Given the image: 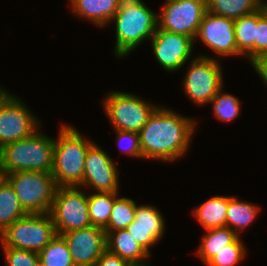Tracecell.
<instances>
[{
    "label": "cell",
    "mask_w": 267,
    "mask_h": 266,
    "mask_svg": "<svg viewBox=\"0 0 267 266\" xmlns=\"http://www.w3.org/2000/svg\"><path fill=\"white\" fill-rule=\"evenodd\" d=\"M195 127L193 118L157 107L139 131L143 158L174 162L187 152Z\"/></svg>",
    "instance_id": "obj_1"
},
{
    "label": "cell",
    "mask_w": 267,
    "mask_h": 266,
    "mask_svg": "<svg viewBox=\"0 0 267 266\" xmlns=\"http://www.w3.org/2000/svg\"><path fill=\"white\" fill-rule=\"evenodd\" d=\"M111 21L116 25L114 52L119 58L128 56L144 40H150L158 28V14L142 0H121Z\"/></svg>",
    "instance_id": "obj_2"
},
{
    "label": "cell",
    "mask_w": 267,
    "mask_h": 266,
    "mask_svg": "<svg viewBox=\"0 0 267 266\" xmlns=\"http://www.w3.org/2000/svg\"><path fill=\"white\" fill-rule=\"evenodd\" d=\"M92 144L75 127L62 124L53 149L52 175L57 187L81 188L85 158Z\"/></svg>",
    "instance_id": "obj_3"
},
{
    "label": "cell",
    "mask_w": 267,
    "mask_h": 266,
    "mask_svg": "<svg viewBox=\"0 0 267 266\" xmlns=\"http://www.w3.org/2000/svg\"><path fill=\"white\" fill-rule=\"evenodd\" d=\"M54 139L37 130L31 137L0 148V174L17 171L52 172Z\"/></svg>",
    "instance_id": "obj_4"
},
{
    "label": "cell",
    "mask_w": 267,
    "mask_h": 266,
    "mask_svg": "<svg viewBox=\"0 0 267 266\" xmlns=\"http://www.w3.org/2000/svg\"><path fill=\"white\" fill-rule=\"evenodd\" d=\"M5 178L28 214L50 213L57 189L52 172L17 171Z\"/></svg>",
    "instance_id": "obj_5"
},
{
    "label": "cell",
    "mask_w": 267,
    "mask_h": 266,
    "mask_svg": "<svg viewBox=\"0 0 267 266\" xmlns=\"http://www.w3.org/2000/svg\"><path fill=\"white\" fill-rule=\"evenodd\" d=\"M57 235L50 213L27 214L2 234L1 246L39 253Z\"/></svg>",
    "instance_id": "obj_6"
},
{
    "label": "cell",
    "mask_w": 267,
    "mask_h": 266,
    "mask_svg": "<svg viewBox=\"0 0 267 266\" xmlns=\"http://www.w3.org/2000/svg\"><path fill=\"white\" fill-rule=\"evenodd\" d=\"M50 215L57 235L92 226L88 195L80 187H57Z\"/></svg>",
    "instance_id": "obj_7"
},
{
    "label": "cell",
    "mask_w": 267,
    "mask_h": 266,
    "mask_svg": "<svg viewBox=\"0 0 267 266\" xmlns=\"http://www.w3.org/2000/svg\"><path fill=\"white\" fill-rule=\"evenodd\" d=\"M189 64L183 79V89L196 105L211 103L223 86L222 67L218 59L199 55Z\"/></svg>",
    "instance_id": "obj_8"
},
{
    "label": "cell",
    "mask_w": 267,
    "mask_h": 266,
    "mask_svg": "<svg viewBox=\"0 0 267 266\" xmlns=\"http://www.w3.org/2000/svg\"><path fill=\"white\" fill-rule=\"evenodd\" d=\"M103 107L115 129L139 133L158 106L134 94L113 91L105 97Z\"/></svg>",
    "instance_id": "obj_9"
},
{
    "label": "cell",
    "mask_w": 267,
    "mask_h": 266,
    "mask_svg": "<svg viewBox=\"0 0 267 266\" xmlns=\"http://www.w3.org/2000/svg\"><path fill=\"white\" fill-rule=\"evenodd\" d=\"M206 11V0H166L162 12L158 14V27L196 42Z\"/></svg>",
    "instance_id": "obj_10"
},
{
    "label": "cell",
    "mask_w": 267,
    "mask_h": 266,
    "mask_svg": "<svg viewBox=\"0 0 267 266\" xmlns=\"http://www.w3.org/2000/svg\"><path fill=\"white\" fill-rule=\"evenodd\" d=\"M15 97L9 93L0 103V148L29 138L40 130V121Z\"/></svg>",
    "instance_id": "obj_11"
},
{
    "label": "cell",
    "mask_w": 267,
    "mask_h": 266,
    "mask_svg": "<svg viewBox=\"0 0 267 266\" xmlns=\"http://www.w3.org/2000/svg\"><path fill=\"white\" fill-rule=\"evenodd\" d=\"M194 41L182 34L157 28L151 38L155 59L167 72L178 71L189 60Z\"/></svg>",
    "instance_id": "obj_12"
},
{
    "label": "cell",
    "mask_w": 267,
    "mask_h": 266,
    "mask_svg": "<svg viewBox=\"0 0 267 266\" xmlns=\"http://www.w3.org/2000/svg\"><path fill=\"white\" fill-rule=\"evenodd\" d=\"M107 152L93 143L86 154L82 188L93 187L96 192H118V168Z\"/></svg>",
    "instance_id": "obj_13"
},
{
    "label": "cell",
    "mask_w": 267,
    "mask_h": 266,
    "mask_svg": "<svg viewBox=\"0 0 267 266\" xmlns=\"http://www.w3.org/2000/svg\"><path fill=\"white\" fill-rule=\"evenodd\" d=\"M197 38L218 56L239 55L235 41L234 19L206 11Z\"/></svg>",
    "instance_id": "obj_14"
},
{
    "label": "cell",
    "mask_w": 267,
    "mask_h": 266,
    "mask_svg": "<svg viewBox=\"0 0 267 266\" xmlns=\"http://www.w3.org/2000/svg\"><path fill=\"white\" fill-rule=\"evenodd\" d=\"M76 266H94L106 251L105 230L96 226L61 234Z\"/></svg>",
    "instance_id": "obj_15"
},
{
    "label": "cell",
    "mask_w": 267,
    "mask_h": 266,
    "mask_svg": "<svg viewBox=\"0 0 267 266\" xmlns=\"http://www.w3.org/2000/svg\"><path fill=\"white\" fill-rule=\"evenodd\" d=\"M164 217L150 205H137L134 221L126 228L132 237L150 254V247L164 235Z\"/></svg>",
    "instance_id": "obj_16"
},
{
    "label": "cell",
    "mask_w": 267,
    "mask_h": 266,
    "mask_svg": "<svg viewBox=\"0 0 267 266\" xmlns=\"http://www.w3.org/2000/svg\"><path fill=\"white\" fill-rule=\"evenodd\" d=\"M106 250L125 259L132 266H149L146 262L151 255L130 235L127 229L108 232Z\"/></svg>",
    "instance_id": "obj_17"
},
{
    "label": "cell",
    "mask_w": 267,
    "mask_h": 266,
    "mask_svg": "<svg viewBox=\"0 0 267 266\" xmlns=\"http://www.w3.org/2000/svg\"><path fill=\"white\" fill-rule=\"evenodd\" d=\"M73 12L80 18L103 27L111 23L121 0H69Z\"/></svg>",
    "instance_id": "obj_18"
},
{
    "label": "cell",
    "mask_w": 267,
    "mask_h": 266,
    "mask_svg": "<svg viewBox=\"0 0 267 266\" xmlns=\"http://www.w3.org/2000/svg\"><path fill=\"white\" fill-rule=\"evenodd\" d=\"M27 214L13 186L5 177H2L0 179V234Z\"/></svg>",
    "instance_id": "obj_19"
},
{
    "label": "cell",
    "mask_w": 267,
    "mask_h": 266,
    "mask_svg": "<svg viewBox=\"0 0 267 266\" xmlns=\"http://www.w3.org/2000/svg\"><path fill=\"white\" fill-rule=\"evenodd\" d=\"M229 196H214L201 203L193 211L201 227L206 229L225 227Z\"/></svg>",
    "instance_id": "obj_20"
},
{
    "label": "cell",
    "mask_w": 267,
    "mask_h": 266,
    "mask_svg": "<svg viewBox=\"0 0 267 266\" xmlns=\"http://www.w3.org/2000/svg\"><path fill=\"white\" fill-rule=\"evenodd\" d=\"M259 210L257 205L229 196L225 226L239 236L240 232L254 221Z\"/></svg>",
    "instance_id": "obj_21"
},
{
    "label": "cell",
    "mask_w": 267,
    "mask_h": 266,
    "mask_svg": "<svg viewBox=\"0 0 267 266\" xmlns=\"http://www.w3.org/2000/svg\"><path fill=\"white\" fill-rule=\"evenodd\" d=\"M205 235L202 236V242L197 250V255L205 264L219 251L231 244L238 235L228 227H218L206 229Z\"/></svg>",
    "instance_id": "obj_22"
},
{
    "label": "cell",
    "mask_w": 267,
    "mask_h": 266,
    "mask_svg": "<svg viewBox=\"0 0 267 266\" xmlns=\"http://www.w3.org/2000/svg\"><path fill=\"white\" fill-rule=\"evenodd\" d=\"M235 41L239 55H245L250 62L254 60L256 38V11L234 20Z\"/></svg>",
    "instance_id": "obj_23"
},
{
    "label": "cell",
    "mask_w": 267,
    "mask_h": 266,
    "mask_svg": "<svg viewBox=\"0 0 267 266\" xmlns=\"http://www.w3.org/2000/svg\"><path fill=\"white\" fill-rule=\"evenodd\" d=\"M118 192H95L88 195V211L92 226L104 229L111 216Z\"/></svg>",
    "instance_id": "obj_24"
},
{
    "label": "cell",
    "mask_w": 267,
    "mask_h": 266,
    "mask_svg": "<svg viewBox=\"0 0 267 266\" xmlns=\"http://www.w3.org/2000/svg\"><path fill=\"white\" fill-rule=\"evenodd\" d=\"M38 255L41 266H76L61 235H56Z\"/></svg>",
    "instance_id": "obj_25"
},
{
    "label": "cell",
    "mask_w": 267,
    "mask_h": 266,
    "mask_svg": "<svg viewBox=\"0 0 267 266\" xmlns=\"http://www.w3.org/2000/svg\"><path fill=\"white\" fill-rule=\"evenodd\" d=\"M206 6L208 12L234 20L259 9L252 0H206Z\"/></svg>",
    "instance_id": "obj_26"
},
{
    "label": "cell",
    "mask_w": 267,
    "mask_h": 266,
    "mask_svg": "<svg viewBox=\"0 0 267 266\" xmlns=\"http://www.w3.org/2000/svg\"><path fill=\"white\" fill-rule=\"evenodd\" d=\"M137 205L133 199L128 197H116L111 211V216L105 233L120 229H126L135 218Z\"/></svg>",
    "instance_id": "obj_27"
},
{
    "label": "cell",
    "mask_w": 267,
    "mask_h": 266,
    "mask_svg": "<svg viewBox=\"0 0 267 266\" xmlns=\"http://www.w3.org/2000/svg\"><path fill=\"white\" fill-rule=\"evenodd\" d=\"M247 250L238 236L231 244H228L216 253L207 263V266H235L244 259Z\"/></svg>",
    "instance_id": "obj_28"
},
{
    "label": "cell",
    "mask_w": 267,
    "mask_h": 266,
    "mask_svg": "<svg viewBox=\"0 0 267 266\" xmlns=\"http://www.w3.org/2000/svg\"><path fill=\"white\" fill-rule=\"evenodd\" d=\"M214 109V115L221 121H232L240 115V102L232 94L223 93V87L211 100Z\"/></svg>",
    "instance_id": "obj_29"
},
{
    "label": "cell",
    "mask_w": 267,
    "mask_h": 266,
    "mask_svg": "<svg viewBox=\"0 0 267 266\" xmlns=\"http://www.w3.org/2000/svg\"><path fill=\"white\" fill-rule=\"evenodd\" d=\"M6 266H40L37 252L1 246Z\"/></svg>",
    "instance_id": "obj_30"
},
{
    "label": "cell",
    "mask_w": 267,
    "mask_h": 266,
    "mask_svg": "<svg viewBox=\"0 0 267 266\" xmlns=\"http://www.w3.org/2000/svg\"><path fill=\"white\" fill-rule=\"evenodd\" d=\"M267 53V13L263 8L256 10V38L254 59Z\"/></svg>",
    "instance_id": "obj_31"
},
{
    "label": "cell",
    "mask_w": 267,
    "mask_h": 266,
    "mask_svg": "<svg viewBox=\"0 0 267 266\" xmlns=\"http://www.w3.org/2000/svg\"><path fill=\"white\" fill-rule=\"evenodd\" d=\"M115 131L117 134V139L119 140L117 141L119 145V142L121 141H127L128 143H125L127 145L125 148L118 145V147H121L120 149H122L121 152L124 150L123 152L125 154H129L132 157L134 156L136 158H143L139 133L131 131H122L117 129H115Z\"/></svg>",
    "instance_id": "obj_32"
},
{
    "label": "cell",
    "mask_w": 267,
    "mask_h": 266,
    "mask_svg": "<svg viewBox=\"0 0 267 266\" xmlns=\"http://www.w3.org/2000/svg\"><path fill=\"white\" fill-rule=\"evenodd\" d=\"M94 266H132L125 259L114 255L107 250L101 255V257L96 261Z\"/></svg>",
    "instance_id": "obj_33"
},
{
    "label": "cell",
    "mask_w": 267,
    "mask_h": 266,
    "mask_svg": "<svg viewBox=\"0 0 267 266\" xmlns=\"http://www.w3.org/2000/svg\"><path fill=\"white\" fill-rule=\"evenodd\" d=\"M250 64L267 86V53L258 56Z\"/></svg>",
    "instance_id": "obj_34"
},
{
    "label": "cell",
    "mask_w": 267,
    "mask_h": 266,
    "mask_svg": "<svg viewBox=\"0 0 267 266\" xmlns=\"http://www.w3.org/2000/svg\"><path fill=\"white\" fill-rule=\"evenodd\" d=\"M259 8H265L267 2L265 3L264 0H252Z\"/></svg>",
    "instance_id": "obj_35"
},
{
    "label": "cell",
    "mask_w": 267,
    "mask_h": 266,
    "mask_svg": "<svg viewBox=\"0 0 267 266\" xmlns=\"http://www.w3.org/2000/svg\"><path fill=\"white\" fill-rule=\"evenodd\" d=\"M10 92H7L5 89L3 90L0 87V103L5 99V97L9 94Z\"/></svg>",
    "instance_id": "obj_36"
},
{
    "label": "cell",
    "mask_w": 267,
    "mask_h": 266,
    "mask_svg": "<svg viewBox=\"0 0 267 266\" xmlns=\"http://www.w3.org/2000/svg\"><path fill=\"white\" fill-rule=\"evenodd\" d=\"M264 11L267 13V5L265 6Z\"/></svg>",
    "instance_id": "obj_37"
}]
</instances>
